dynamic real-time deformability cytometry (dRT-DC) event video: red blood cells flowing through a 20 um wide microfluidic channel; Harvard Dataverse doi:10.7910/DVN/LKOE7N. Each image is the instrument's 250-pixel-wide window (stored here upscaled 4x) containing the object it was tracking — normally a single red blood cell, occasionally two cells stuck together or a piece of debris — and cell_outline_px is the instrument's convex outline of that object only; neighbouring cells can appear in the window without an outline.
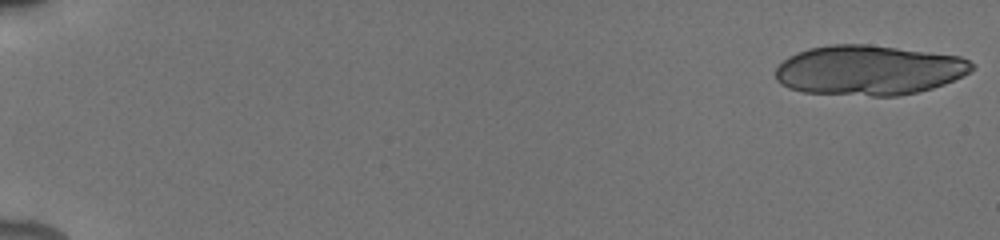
{"species": "human", "species_latin": "Homo sapiens", "temperature_condition": "cold", "stored_images_in_passage": 53, "camera_frame_rate_fps": 3000, "um_per_image_px": 0.085, "donor": {"sex": "male"}, "frame": {"image": 1, "passage_image": 1, "time_ms": 0.0, "image_size_px": [1000, 240], "cell_outline_px": [[976, 68], [944, 84], [932, 88], [900, 96], [872, 96], [804, 92], [788, 88], [780, 84], [776, 80], [776, 68], [788, 56], [796, 52], [808, 48], [832, 44], [868, 44], [960, 56], [976, 64]], "centroid_in_image_um": [73.83, 5.96], "position_along_channel_um": 11.2, "area_um2": 57.22}}